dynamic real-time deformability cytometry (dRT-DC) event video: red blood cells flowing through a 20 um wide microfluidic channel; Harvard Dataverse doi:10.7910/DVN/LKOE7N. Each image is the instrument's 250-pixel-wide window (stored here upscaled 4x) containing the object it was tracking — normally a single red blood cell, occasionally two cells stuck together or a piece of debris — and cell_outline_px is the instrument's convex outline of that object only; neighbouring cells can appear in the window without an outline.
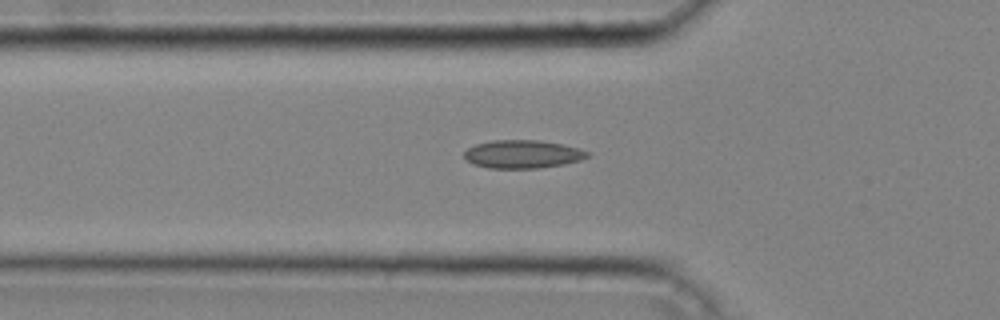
{"species": "common noctule bat (a hibernating species)", "species_latin": "Nyctalus noctula", "temperature_condition": "cold", "stored_images_in_passage": 17, "camera_frame_rate_fps": 3000, "um_per_image_px": 0.085, "animal": {"sex": "male", "body_mass_g": 20.4}, "frame": {"image": 1, "passage_image": 6, "time_ms": 1.667, "image_size_px": [1000, 320], "cell_outline_px": [[592, 156], [580, 160], [564, 164], [536, 168], [488, 168], [472, 164], [464, 156], [464, 152], [468, 148], [476, 144], [492, 140], [540, 140], [580, 148], [588, 152]], "centroid_in_image_um": [44.43, 13.1], "position_along_channel_um": 81.4, "area_um2": 20.23}}
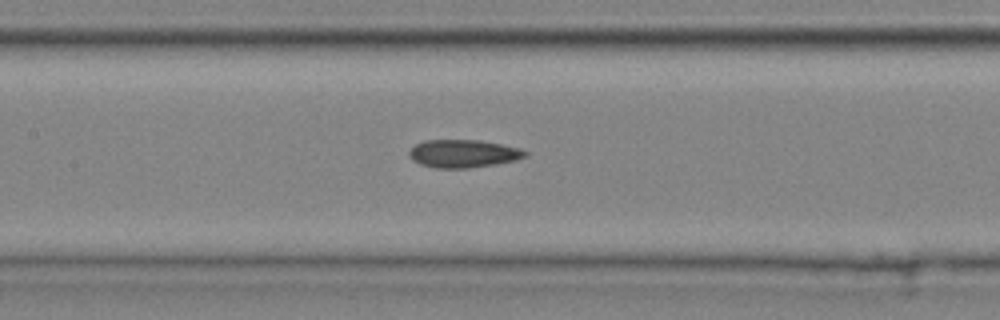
{"frame": {"image": 2, "passage_image": 12, "time_ms": 3.667, "image_size_px": [1000, 320], "cell_outline_px": [[528, 156], [516, 160], [496, 164], [468, 168], [436, 168], [420, 164], [412, 160], [408, 152], [416, 144], [424, 140], [480, 140], [520, 148], [528, 152]], "centroid_in_image_um": [39.39, 13.06], "position_along_channel_um": 168.0, "area_um2": 18.9}}
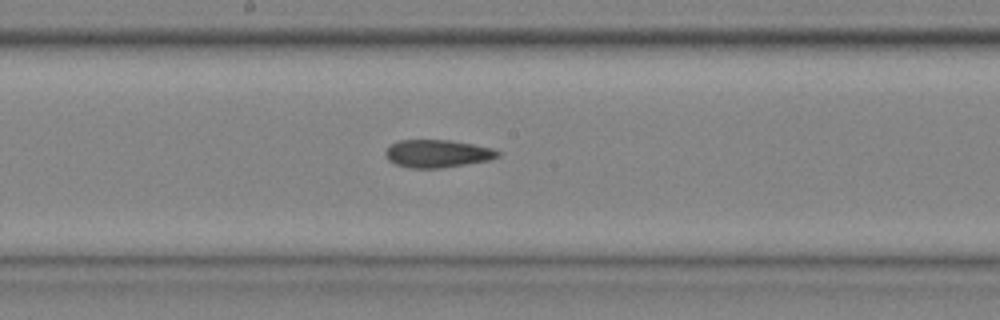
{"frame": {"image": 3, "passage_image": 15, "time_ms": 4.667, "image_size_px": [1000, 320], "cell_outline_px": [[500, 156], [488, 160], [440, 168], [412, 168], [396, 164], [388, 160], [384, 156], [384, 152], [392, 144], [400, 140], [448, 140], [472, 144], [492, 148], [500, 152]], "centroid_in_image_um": [37.15, 13.05], "position_along_channel_um": 211.0, "area_um2": 17.98}}